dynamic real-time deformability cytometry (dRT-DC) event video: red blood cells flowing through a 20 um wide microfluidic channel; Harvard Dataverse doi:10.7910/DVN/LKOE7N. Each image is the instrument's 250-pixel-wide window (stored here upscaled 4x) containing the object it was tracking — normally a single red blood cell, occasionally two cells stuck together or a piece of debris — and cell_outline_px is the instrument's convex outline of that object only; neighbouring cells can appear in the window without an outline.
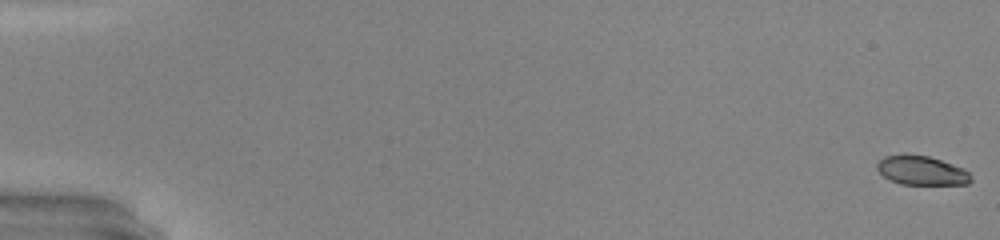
{"species": "common noctule bat (a hibernating species)", "species_latin": "Nyctalus noctula", "temperature_condition": "warm", "stored_images_in_passage": 50, "camera_frame_rate_fps": 3000, "um_per_image_px": 0.085, "animal": {"sex": "male", "body_mass_g": 20.0, "forearm_length_mm": 53.3}, "frame": {"image": 1, "passage_image": 1, "time_ms": 0.0, "image_size_px": [1000, 240], "cell_outline_px": [[972, 180], [968, 184], [900, 184], [884, 176], [876, 168], [876, 164], [884, 156], [904, 152], [928, 156], [964, 168], [972, 176]], "centroid_in_image_um": [78.32, 14.46], "position_along_channel_um": 6.7, "area_um2": 16.13}}
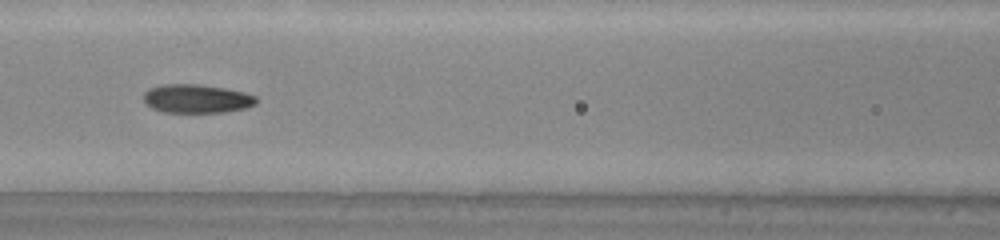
{"frame": {"image": 2, "passage_image": 24, "time_ms": 7.667, "image_size_px": [1000, 240], "cell_outline_px": [[256, 104], [244, 108], [224, 112], [164, 112], [152, 108], [144, 100], [144, 92], [148, 88], [164, 84], [200, 84], [224, 88], [244, 92], [256, 96]], "centroid_in_image_um": [16.71, 8.38], "position_along_channel_um": 149.9, "area_um2": 18.73}}
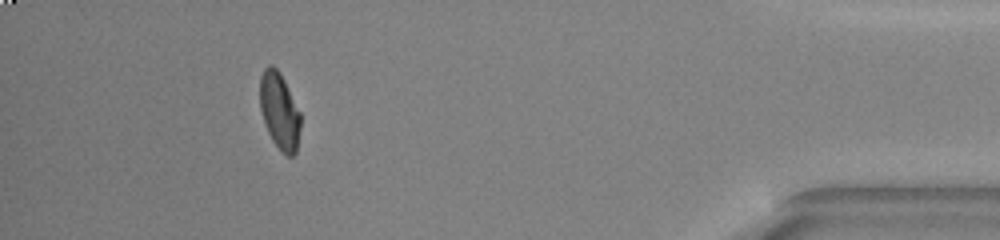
{"frame": {"image": 3, "passage_image": 46, "time_ms": 15.0, "image_size_px": [1000, 240], "cell_outline_px": [[300, 128], [296, 152], [292, 156], [288, 156], [280, 152], [272, 140], [264, 124], [260, 108], [260, 76], [264, 68], [268, 64], [272, 64], [280, 72], [300, 112]], "centroid_in_image_um": [23.74, 9.43], "position_along_channel_um": 411.5, "area_um2": 18.26}, "authors_computed_cell_mechanics": {"area_um2": 18.2648, "velocity_mm_per_s": 4.2824, "shape_relaxation_time_tau1_ms": 8.5051, "shape_relaxation_time_tau2_ms": 0.7502, "deformation_change_tau1": 0.2974, "deformation_change_tau2": 0.0559}}